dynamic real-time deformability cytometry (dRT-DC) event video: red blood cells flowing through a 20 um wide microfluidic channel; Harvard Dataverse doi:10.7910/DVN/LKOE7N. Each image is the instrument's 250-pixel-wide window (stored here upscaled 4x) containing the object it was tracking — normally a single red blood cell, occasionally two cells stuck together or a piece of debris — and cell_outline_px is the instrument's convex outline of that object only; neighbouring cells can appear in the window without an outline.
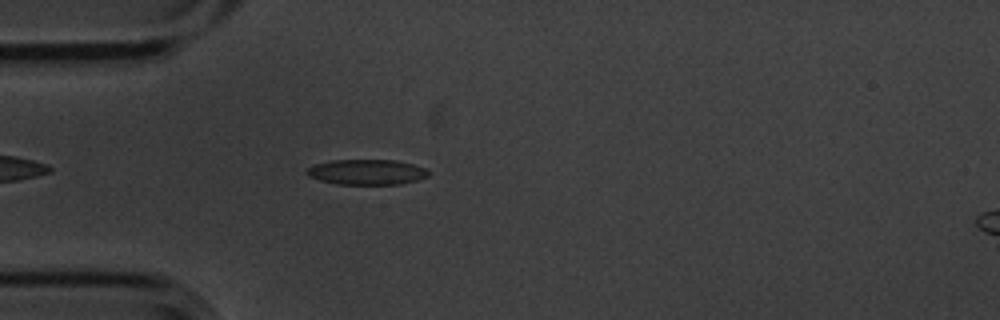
{"species": "common noctule bat (a hibernating species)", "species_latin": "Nyctalus noctula", "temperature_condition": "cold", "stored_images_in_passage": 40, "camera_frame_rate_fps": 3000, "um_per_image_px": 0.085, "animal": {"sex": "male", "body_mass_g": 20.1, "forearm_length_mm": 53.5}, "frame": {"image": 1, "passage_image": 6, "time_ms": 1.667, "image_size_px": [1000, 320], "cell_outline_px": [[432, 172], [428, 176], [416, 180], [400, 184], [336, 184], [320, 180], [308, 176], [304, 172], [312, 164], [332, 160], [396, 160], [412, 164], [424, 168]], "centroid_in_image_um": [31.15, 14.62], "position_along_channel_um": 53.9, "area_um2": 18.03}}
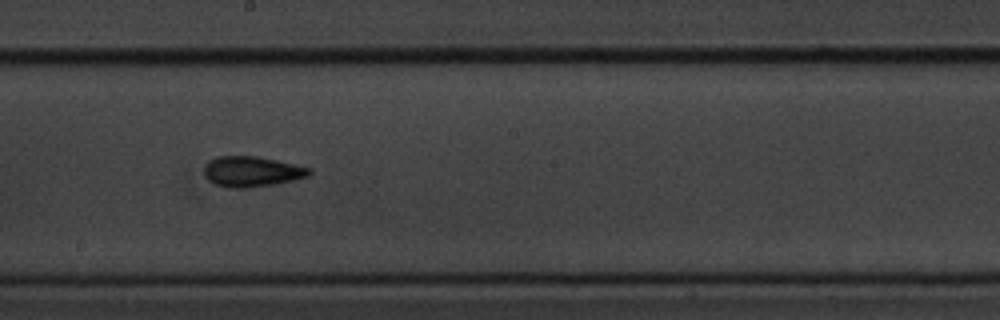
{"frame": {"image": 2, "passage_image": 21, "time_ms": 6.667, "image_size_px": [1000, 320], "cell_outline_px": [[312, 172], [308, 176], [292, 180], [272, 184], [248, 188], [224, 188], [212, 184], [204, 176], [204, 168], [208, 160], [216, 156], [256, 156], [276, 160], [312, 168]], "centroid_in_image_um": [21.34, 14.59], "position_along_channel_um": 226.9, "area_um2": 18.84}}
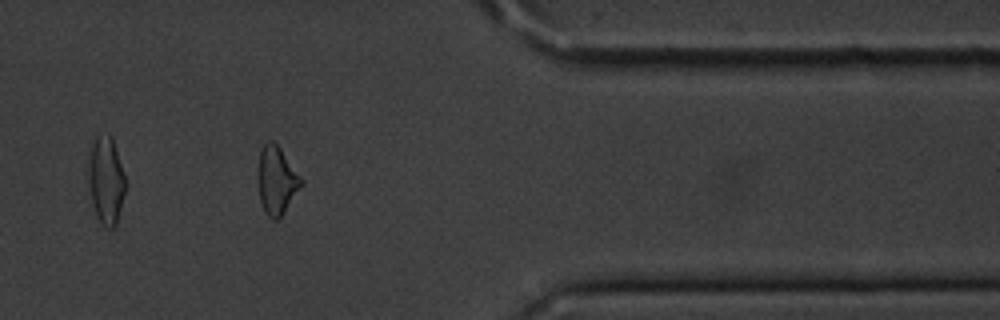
{"frame": {"image": 3, "passage_image": 36, "time_ms": 11.667, "image_size_px": [1000, 320], "cell_outline_px": [[304, 184], [284, 212], [276, 220], [272, 220], [264, 212], [260, 200], [256, 180], [256, 172], [260, 148], [268, 140], [272, 140], [280, 148], [304, 180]], "centroid_in_image_um": [23.49, 15.32], "position_along_channel_um": 387.9, "area_um2": 17.63}, "authors_computed_cell_mechanics": {"area_um2": 17.8891, "velocity_mm_per_s": 3.5786, "shape_relaxation_time_tau1_ms": 3.4145, "shape_relaxation_time_tau2_ms": 2.9808, "deformation_change_tau1": 0.1129, "deformation_change_tau2": 0.1015}}